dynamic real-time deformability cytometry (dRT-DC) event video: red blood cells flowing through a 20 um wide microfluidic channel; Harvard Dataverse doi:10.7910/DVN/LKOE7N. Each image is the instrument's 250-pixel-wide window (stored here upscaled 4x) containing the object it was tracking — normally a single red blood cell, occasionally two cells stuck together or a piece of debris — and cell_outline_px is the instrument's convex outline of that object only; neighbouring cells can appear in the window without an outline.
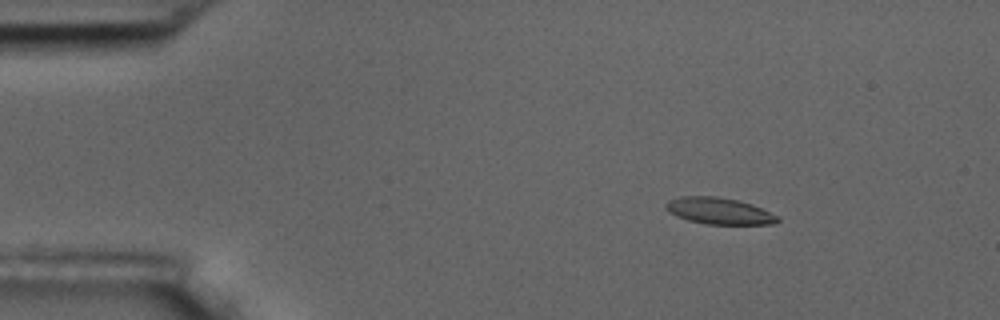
{"species": "common noctule bat (a hibernating species)", "species_latin": "Nyctalus noctula", "temperature_condition": "room temperature", "stored_images_in_passage": 11, "camera_frame_rate_fps": 3000, "um_per_image_px": 0.085, "animal": {"sex": "male", "body_mass_g": 17.5, "forearm_length_mm": 52.3}, "frame": {"image": 1, "passage_image": 2, "time_ms": 2.0, "image_size_px": [1000, 320], "cell_outline_px": [[780, 220], [772, 224], [708, 224], [688, 220], [668, 212], [664, 208], [664, 204], [668, 200], [680, 196], [716, 196], [736, 200], [752, 204], [776, 216]], "centroid_in_image_um": [61.05, 17.92], "position_along_channel_um": 23.9, "area_um2": 17.11}}
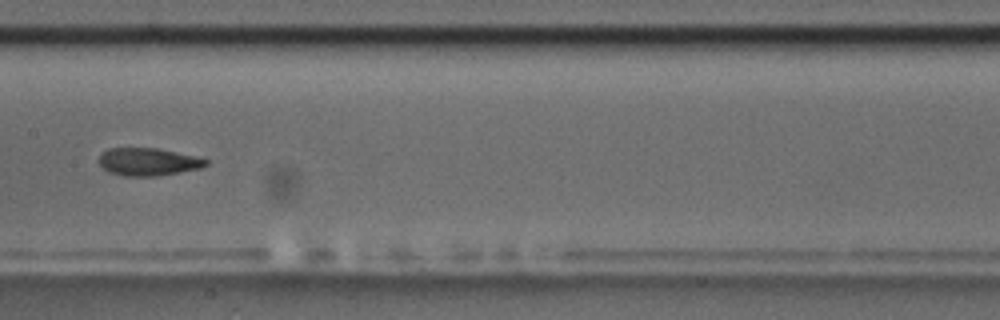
{"frame": {"image": 2, "passage_image": 8, "time_ms": 9.0, "image_size_px": [1000, 320], "cell_outline_px": [[208, 164], [200, 168], [180, 172], [156, 176], [124, 176], [108, 172], [100, 164], [100, 152], [108, 148], [156, 148], [192, 156], [208, 160]], "centroid_in_image_um": [12.54, 13.76], "position_along_channel_um": 194.9, "area_um2": 17.05}}
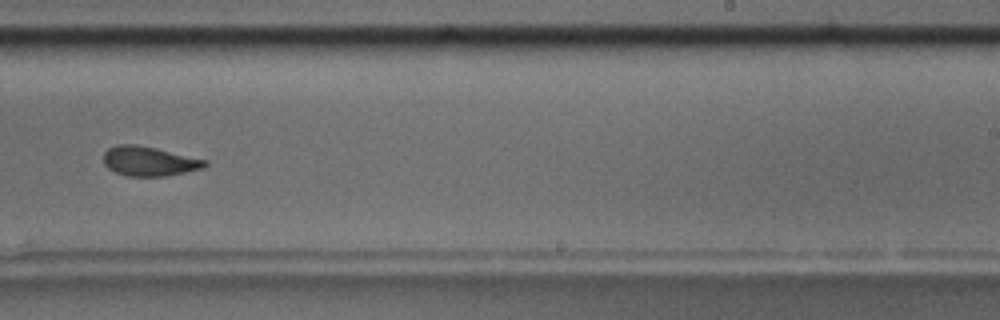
{"frame": {"image": 3, "passage_image": 10, "time_ms": 11.333, "image_size_px": [1000, 320], "cell_outline_px": [[208, 164], [204, 168], [168, 176], [128, 176], [116, 172], [108, 168], [104, 164], [104, 152], [108, 148], [116, 144], [136, 144], [156, 148], [208, 160]], "centroid_in_image_um": [12.69, 13.7], "position_along_channel_um": 276.3, "area_um2": 17.57}}